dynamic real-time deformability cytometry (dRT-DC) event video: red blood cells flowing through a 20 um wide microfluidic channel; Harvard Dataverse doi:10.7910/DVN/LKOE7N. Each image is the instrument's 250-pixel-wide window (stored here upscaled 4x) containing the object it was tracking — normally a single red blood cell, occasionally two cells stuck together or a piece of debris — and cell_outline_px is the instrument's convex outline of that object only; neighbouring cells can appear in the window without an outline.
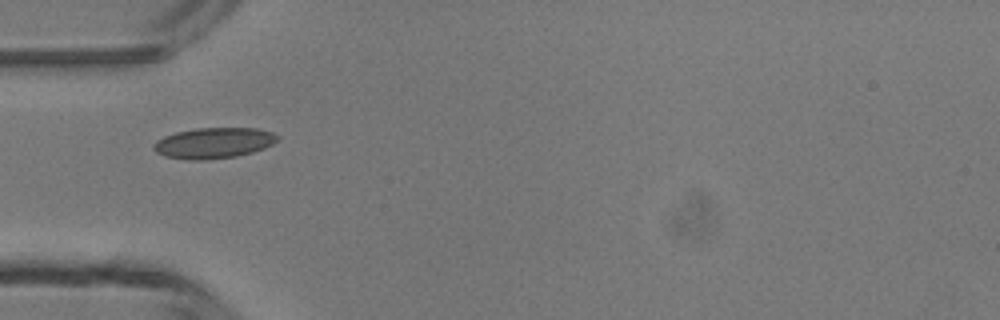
{"species": "common noctule bat (a hibernating species)", "species_latin": "Nyctalus noctula", "temperature_condition": "room temperature", "stored_images_in_passage": 1, "camera_frame_rate_fps": 3000, "um_per_image_px": 0.085, "animal": {"sex": "male", "body_mass_g": 13.3}, "frame": {"image": 1, "passage_image": 1, "time_ms": 0.0, "image_size_px": [1000, 320], "cell_outline_px": [[280, 140], [264, 148], [252, 152], [236, 156], [204, 160], [192, 160], [164, 156], [156, 152], [152, 148], [152, 144], [156, 140], [164, 136], [176, 132], [196, 128], [256, 128], [272, 132], [280, 136]], "centroid_in_image_um": [18.16, 12.15], "position_along_channel_um": 66.8, "area_um2": 22.31}}